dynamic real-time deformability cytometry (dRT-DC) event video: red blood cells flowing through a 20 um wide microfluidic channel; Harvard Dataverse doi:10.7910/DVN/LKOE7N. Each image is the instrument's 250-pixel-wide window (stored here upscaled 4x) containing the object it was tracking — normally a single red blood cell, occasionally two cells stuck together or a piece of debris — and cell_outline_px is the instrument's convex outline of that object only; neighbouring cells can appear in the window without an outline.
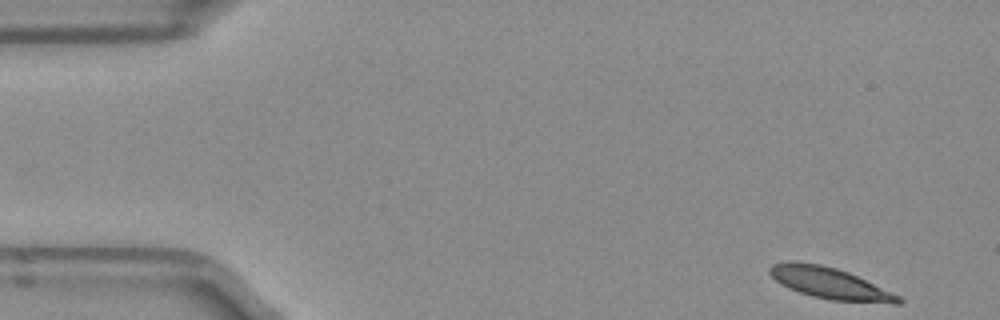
{"species": "Egyptian fruit bat (a non-hibernating species)", "species_latin": "Rousettus aegyptiacus", "temperature_condition": "room temperature", "stored_images_in_passage": 49, "camera_frame_rate_fps": 3000, "um_per_image_px": 0.085, "frame": {"image": 1, "passage_image": 1, "time_ms": 0.0, "image_size_px": [1000, 320], "cell_outline_px": [[904, 304], [892, 304], [832, 300], [812, 296], [788, 288], [780, 284], [768, 272], [768, 268], [772, 264], [788, 260], [820, 264], [836, 268], [848, 272], [900, 296], [904, 300]], "centroid_in_image_um": [70.54, 24.08], "position_along_channel_um": 14.5, "area_um2": 23.58}}
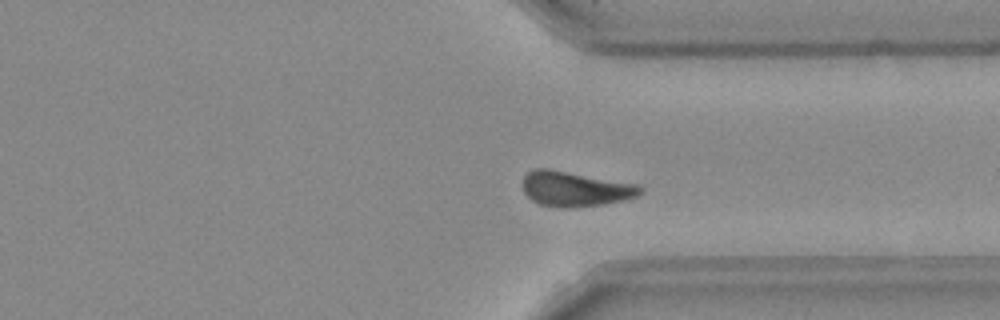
{"frame": {"image": 2, "passage_image": 36, "time_ms": 11.667, "image_size_px": [1000, 320], "cell_outline_px": [[644, 192], [636, 196], [624, 200], [604, 204], [576, 208], [564, 208], [540, 204], [532, 200], [524, 192], [520, 184], [524, 176], [528, 172], [536, 168], [548, 168], [640, 184], [644, 188]], "centroid_in_image_um": [48.91, 16.05], "position_along_channel_um": 362.5, "area_um2": 24.45}}
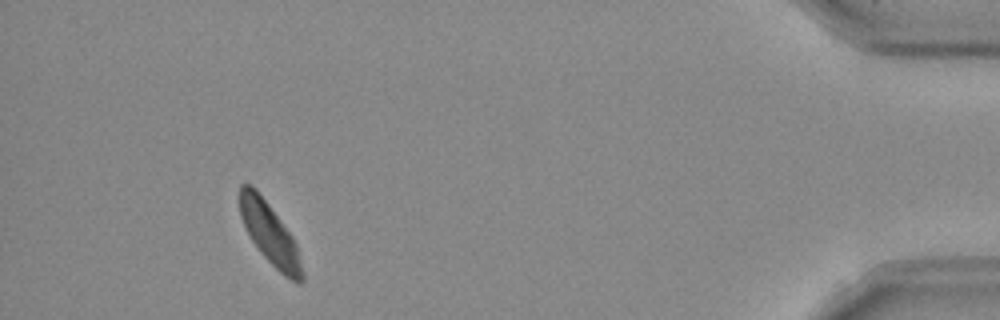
{"frame": {"image": 3, "passage_image": 45, "time_ms": 14.667, "image_size_px": [1000, 320], "cell_outline_px": [[304, 280], [300, 284], [284, 276], [264, 256], [252, 240], [240, 216], [240, 184], [252, 184], [256, 188], [292, 236], [296, 244], [304, 272]], "centroid_in_image_um": [22.95, 19.88], "position_along_channel_um": 412.3, "area_um2": 21.91}, "authors_computed_cell_mechanics": {"area_um2": 23.6402, "velocity_mm_per_s": 3.892, "shape_relaxation_time_tau1_ms": 6.4054, "shape_relaxation_time_tau2_ms": 6.5215, "deformation_change_tau1": 0.135, "deformation_change_tau2": 0.1025}}